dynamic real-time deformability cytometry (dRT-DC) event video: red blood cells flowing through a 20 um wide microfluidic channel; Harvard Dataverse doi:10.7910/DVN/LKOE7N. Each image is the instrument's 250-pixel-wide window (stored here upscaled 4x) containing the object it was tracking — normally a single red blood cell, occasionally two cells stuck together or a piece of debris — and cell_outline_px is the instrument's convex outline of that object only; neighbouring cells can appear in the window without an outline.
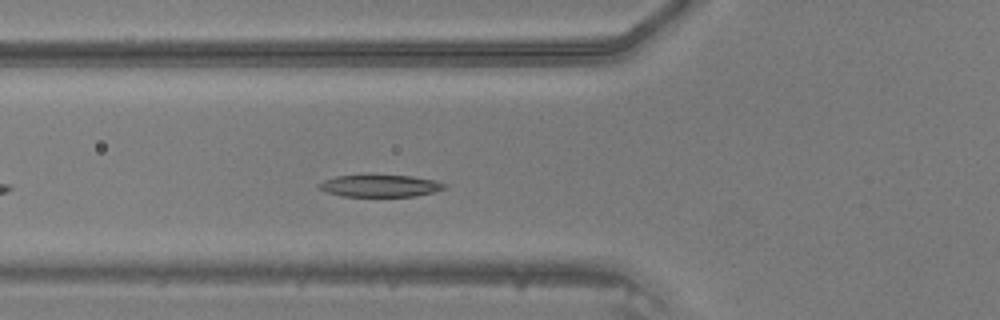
{"species": "common noctule bat (a hibernating species)", "species_latin": "Nyctalus noctula", "temperature_condition": "warm", "stored_images_in_passage": 28, "camera_frame_rate_fps": 3000, "um_per_image_px": 0.085, "animal": {"sex": "male", "body_mass_g": 20.5, "forearm_length_mm": 52.5}, "frame": {"image": 1, "passage_image": 6, "time_ms": 1.667, "image_size_px": [1000, 320], "cell_outline_px": [[448, 188], [436, 192], [416, 196], [344, 196], [328, 192], [320, 188], [316, 184], [324, 180], [336, 176], [412, 176], [436, 180], [448, 184]], "centroid_in_image_um": [32.41, 15.8], "position_along_channel_um": 93.4, "area_um2": 16.01}}
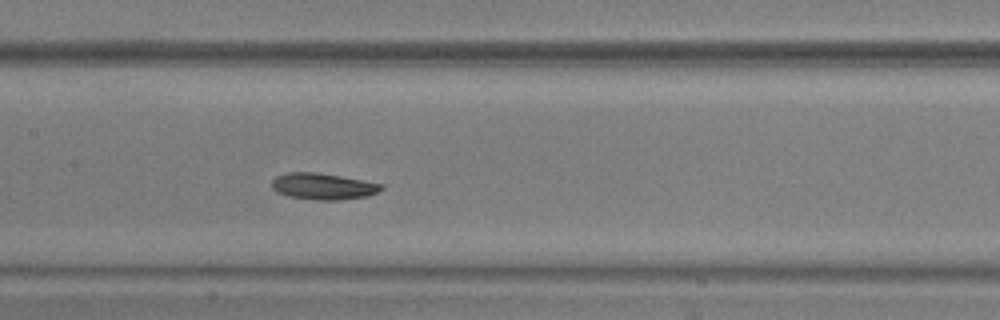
{"frame": {"image": 2, "passage_image": 12, "time_ms": 3.667, "image_size_px": [1000, 320], "cell_outline_px": [[384, 188], [368, 196], [340, 200], [316, 200], [288, 196], [276, 192], [272, 188], [272, 180], [276, 176], [284, 172], [316, 172], [340, 176], [384, 184]], "centroid_in_image_um": [27.44, 15.83], "position_along_channel_um": 180.0, "area_um2": 16.94}}
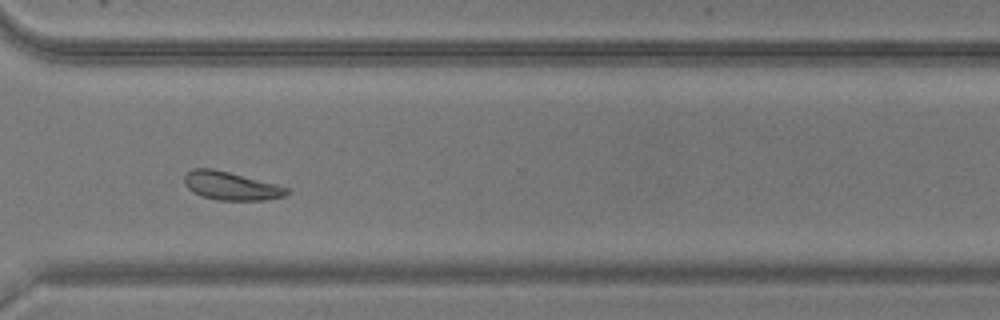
{"frame": {"image": 3, "passage_image": 24, "time_ms": 7.667, "image_size_px": [1000, 320], "cell_outline_px": [[288, 192], [284, 196], [264, 200], [216, 200], [200, 196], [192, 192], [184, 184], [184, 176], [192, 168], [212, 168], [276, 184], [288, 188]], "centroid_in_image_um": [19.58, 15.8], "position_along_channel_um": 351.0, "area_um2": 16.82}}